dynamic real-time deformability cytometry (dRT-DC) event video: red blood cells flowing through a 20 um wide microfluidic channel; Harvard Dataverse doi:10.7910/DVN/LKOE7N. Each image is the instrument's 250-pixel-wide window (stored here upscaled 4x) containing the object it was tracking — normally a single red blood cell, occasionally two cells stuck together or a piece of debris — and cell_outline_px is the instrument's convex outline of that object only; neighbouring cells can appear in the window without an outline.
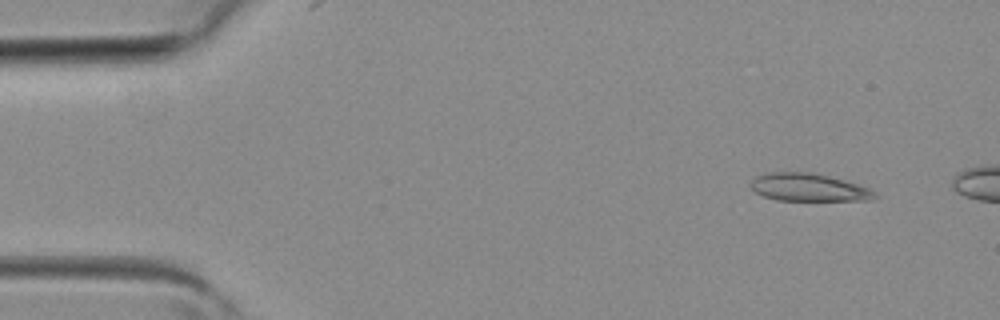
{"species": "common noctule bat (a hibernating species)", "species_latin": "Nyctalus noctula", "temperature_condition": "room temperature", "stored_images_in_passage": 2, "camera_frame_rate_fps": 3000, "um_per_image_px": 0.085, "animal": {"sex": "female", "body_mass_g": 19.3, "forearm_length_mm": 54.1}, "frame": {"image": 1, "passage_image": 1, "time_ms": 0.0, "image_size_px": [1000, 320], "cell_outline_px": [[880, 196], [872, 200], [776, 200], [764, 196], [756, 192], [748, 184], [756, 176], [764, 172], [812, 172], [844, 180], [868, 188], [876, 192]], "centroid_in_image_um": [68.72, 15.92], "position_along_channel_um": 16.3, "area_um2": 20.11}}